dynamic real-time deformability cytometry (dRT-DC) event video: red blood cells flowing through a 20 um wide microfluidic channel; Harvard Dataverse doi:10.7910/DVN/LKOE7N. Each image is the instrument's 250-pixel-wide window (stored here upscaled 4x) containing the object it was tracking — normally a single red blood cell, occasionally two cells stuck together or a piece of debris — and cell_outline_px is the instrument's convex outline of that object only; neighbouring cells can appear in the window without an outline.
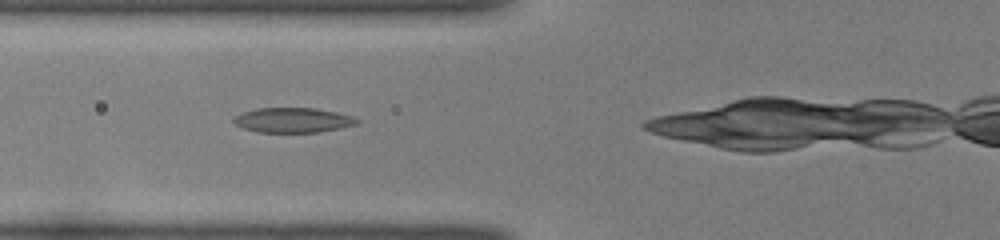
{"species": "common noctule bat (a hibernating species)", "species_latin": "Nyctalus noctula", "temperature_condition": "room temperature", "stored_images_in_passage": 35, "camera_frame_rate_fps": 3000, "um_per_image_px": 0.085, "animal": {"sex": "female", "body_mass_g": 22.0, "forearm_length_mm": 56.7}, "frame": {"image": 1, "passage_image": 14, "time_ms": 4.333, "image_size_px": [1000, 240], "cell_outline_px": [[360, 124], [320, 132], [256, 132], [244, 128], [236, 124], [232, 120], [236, 116], [244, 112], [256, 108], [316, 108], [336, 112], [352, 116], [360, 120]], "centroid_in_image_um": [24.94, 10.21], "position_along_channel_um": 100.9, "area_um2": 17.86}}
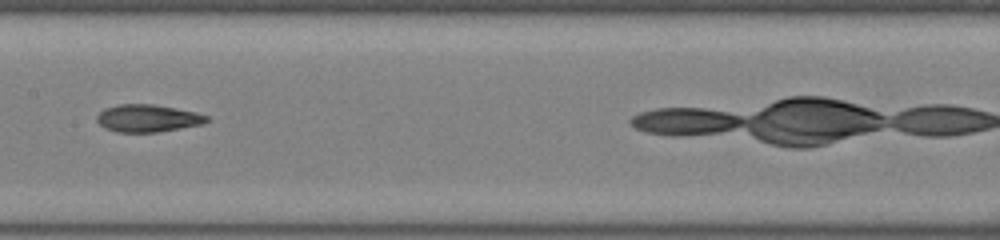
{"frame": {"image": 2, "passage_image": 21, "time_ms": 6.667, "image_size_px": [1000, 240], "cell_outline_px": [[208, 120], [200, 124], [156, 132], [116, 132], [104, 128], [96, 120], [96, 116], [104, 108], [120, 104], [152, 104], [196, 112], [208, 116]], "centroid_in_image_um": [12.49, 10.05], "position_along_channel_um": 194.9, "area_um2": 17.34}}
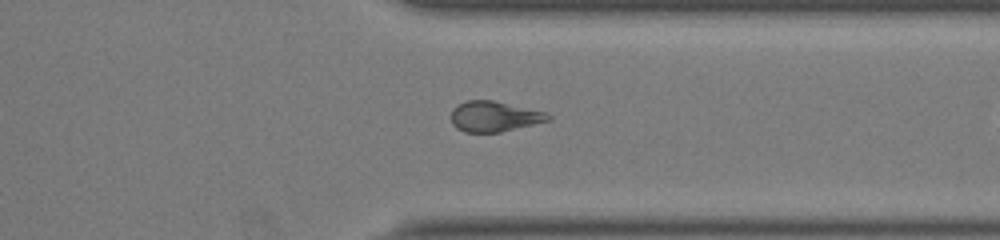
{"frame": {"image": 3, "passage_image": 34, "time_ms": 11.0, "image_size_px": [1000, 240], "cell_outline_px": [[552, 120], [500, 132], [464, 132], [456, 128], [452, 124], [452, 108], [456, 104], [464, 100], [492, 100], [548, 112], [552, 116]], "centroid_in_image_um": [42.02, 9.89], "position_along_channel_um": 369.4, "area_um2": 17.46}}